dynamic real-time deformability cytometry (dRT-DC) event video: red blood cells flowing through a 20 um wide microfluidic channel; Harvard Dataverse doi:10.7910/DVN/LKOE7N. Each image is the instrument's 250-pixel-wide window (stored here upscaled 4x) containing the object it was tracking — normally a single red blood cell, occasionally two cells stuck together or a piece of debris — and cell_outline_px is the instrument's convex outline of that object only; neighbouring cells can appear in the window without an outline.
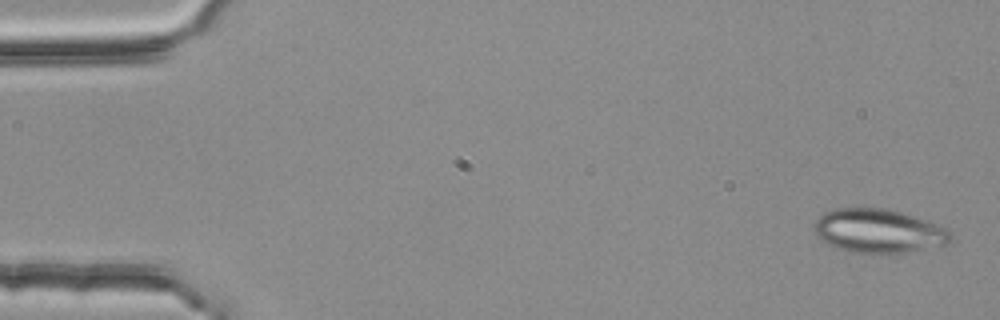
{"species": "common noctule bat (a hibernating species)", "species_latin": "Nyctalus noctula", "temperature_condition": "room temperature", "stored_images_in_passage": 4, "camera_frame_rate_fps": 3000, "um_per_image_px": 0.085, "animal": {"sex": "female", "body_mass_g": 25.1}, "frame": {"image": 1, "passage_image": 1, "time_ms": 0.0, "image_size_px": [1000, 320], "cell_outline_px": [[952, 240], [948, 244], [892, 256], [872, 256], [852, 252], [836, 248], [820, 240], [816, 236], [812, 228], [812, 224], [824, 212], [836, 208], [884, 208], [900, 212], [940, 224], [952, 236]], "centroid_in_image_um": [74.66, 19.69], "position_along_channel_um": 10.3, "area_um2": 36.07}}